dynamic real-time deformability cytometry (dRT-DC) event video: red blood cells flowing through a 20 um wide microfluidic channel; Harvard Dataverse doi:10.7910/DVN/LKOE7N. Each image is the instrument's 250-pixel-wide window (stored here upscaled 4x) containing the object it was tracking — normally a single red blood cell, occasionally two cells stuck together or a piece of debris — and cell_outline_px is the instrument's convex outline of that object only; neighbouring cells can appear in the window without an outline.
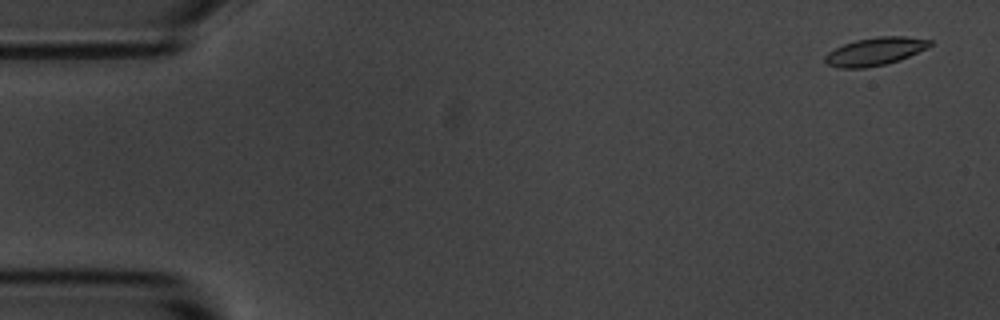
{"species": "common noctule bat (a hibernating species)", "species_latin": "Nyctalus noctula", "temperature_condition": "room temperature", "stored_images_in_passage": 56, "camera_frame_rate_fps": 3000, "um_per_image_px": 0.085, "animal": {"sex": "male", "body_mass_g": 20.1, "forearm_length_mm": 53.5}, "frame": {"image": 1, "passage_image": 3, "time_ms": 0.667, "image_size_px": [1000, 320], "cell_outline_px": [[932, 44], [928, 48], [900, 60], [884, 64], [864, 68], [840, 68], [828, 64], [824, 60], [824, 56], [828, 52], [844, 44], [856, 40], [880, 36], [904, 36], [932, 40]], "centroid_in_image_um": [74.4, 4.37], "position_along_channel_um": 10.6, "area_um2": 16.99}}
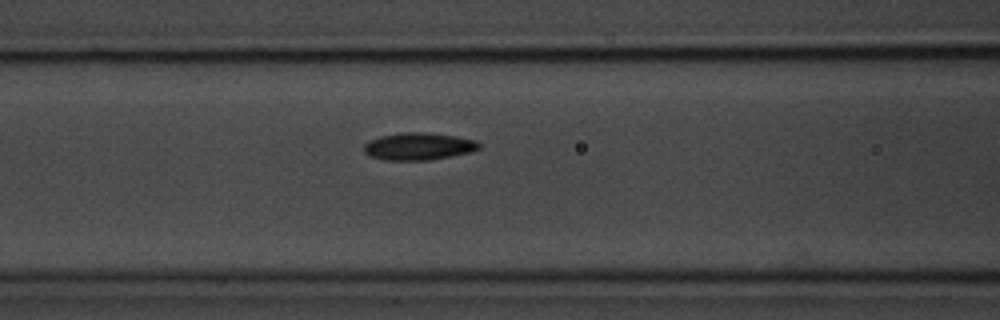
{"frame": {"image": 2, "passage_image": 23, "time_ms": 7.333, "image_size_px": [1000, 320], "cell_outline_px": [[480, 148], [472, 152], [428, 160], [384, 160], [368, 156], [364, 152], [364, 144], [368, 140], [380, 136], [400, 132], [428, 132], [456, 136], [476, 140], [480, 144]], "centroid_in_image_um": [35.55, 12.43], "position_along_channel_um": 131.0, "area_um2": 18.55}}
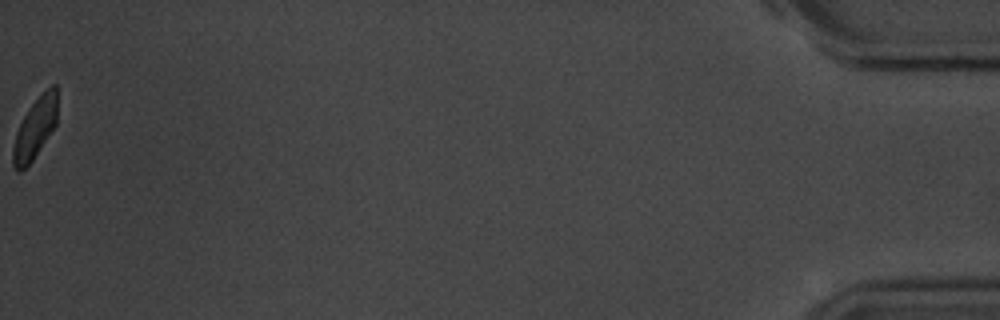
{"frame": {"image": 3, "passage_image": 56, "time_ms": 18.333, "image_size_px": [1000, 320], "cell_outline_px": [[56, 124], [32, 160], [20, 172], [16, 172], [12, 164], [12, 148], [16, 132], [24, 116], [32, 104], [52, 84], [56, 84]], "centroid_in_image_um": [2.94, 10.96], "position_along_channel_um": 432.3, "area_um2": 15.26}, "authors_computed_cell_mechanics": {"area_um2": 17.4556, "velocity_mm_per_s": 3.6574, "shape_relaxation_time_tau1_ms": 2.0693, "shape_relaxation_time_tau2_ms": 6.7727, "deformation_change_tau1": 0.0955, "deformation_change_tau2": 0.1067}}